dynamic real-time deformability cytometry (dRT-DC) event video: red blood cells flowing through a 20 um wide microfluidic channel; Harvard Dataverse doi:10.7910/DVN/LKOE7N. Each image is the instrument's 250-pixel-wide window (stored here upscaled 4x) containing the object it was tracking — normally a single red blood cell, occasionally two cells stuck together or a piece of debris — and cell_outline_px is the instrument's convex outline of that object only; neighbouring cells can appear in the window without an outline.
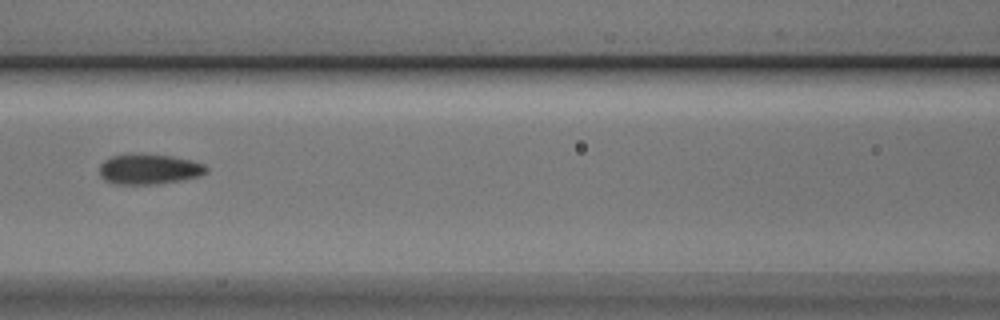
{"species": "Egyptian fruit bat (a non-hibernating species)", "species_latin": "Rousettus aegyptiacus", "temperature_condition": "cold", "stored_images_in_passage": 3, "camera_frame_rate_fps": 3000, "um_per_image_px": 0.085, "animal": {"sex": "male"}, "frame": {"image": 1, "passage_image": 3, "time_ms": 0.667, "image_size_px": [1000, 320], "cell_outline_px": [[208, 172], [200, 176], [180, 180], [156, 184], [112, 184], [104, 180], [100, 176], [100, 164], [104, 160], [112, 156], [128, 152], [136, 152], [172, 156], [192, 160], [204, 164], [208, 168]], "centroid_in_image_um": [12.65, 14.35], "position_along_channel_um": 154.0, "area_um2": 19.36}}